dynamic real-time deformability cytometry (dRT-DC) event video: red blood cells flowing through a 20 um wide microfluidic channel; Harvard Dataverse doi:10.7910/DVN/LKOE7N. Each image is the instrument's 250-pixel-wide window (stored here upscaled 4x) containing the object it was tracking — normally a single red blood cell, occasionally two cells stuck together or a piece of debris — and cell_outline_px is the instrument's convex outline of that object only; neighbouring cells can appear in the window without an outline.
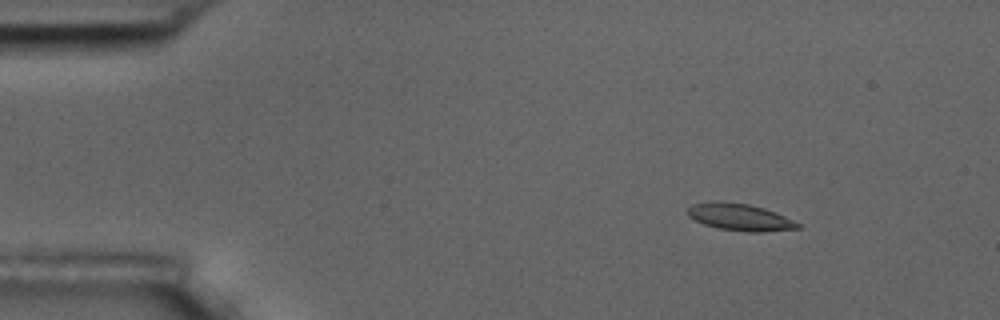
{"species": "common noctule bat (a hibernating species)", "species_latin": "Nyctalus noctula", "temperature_condition": "room temperature", "stored_images_in_passage": 10, "camera_frame_rate_fps": 3000, "um_per_image_px": 0.085, "animal": {"sex": "male", "body_mass_g": 17.5, "forearm_length_mm": 52.3}, "frame": {"image": 1, "passage_image": 2, "time_ms": 1.333, "image_size_px": [1000, 320], "cell_outline_px": [[800, 228], [760, 232], [748, 232], [720, 228], [704, 224], [688, 216], [688, 208], [692, 204], [716, 200], [748, 204], [764, 208], [784, 216], [800, 224]], "centroid_in_image_um": [62.87, 18.44], "position_along_channel_um": 22.1, "area_um2": 17.11}}
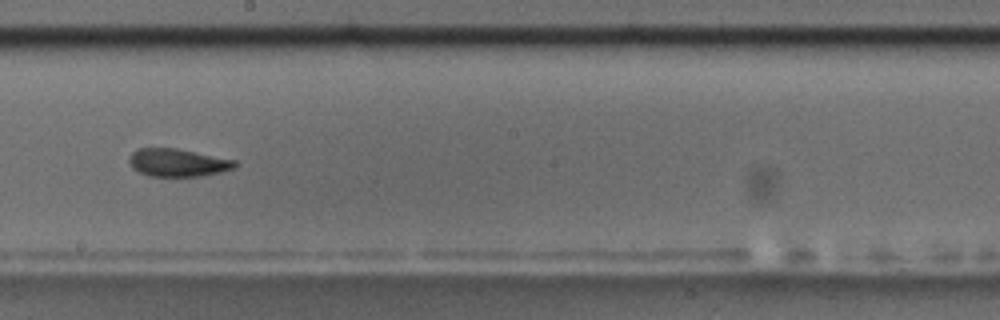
{"frame": {"image": 2, "passage_image": 9, "time_ms": 9.333, "image_size_px": [1000, 320], "cell_outline_px": [[236, 168], [204, 176], [148, 176], [132, 168], [128, 160], [132, 152], [136, 148], [176, 148], [236, 160]], "centroid_in_image_um": [15.1, 13.82], "position_along_channel_um": 233.1, "area_um2": 17.22}}
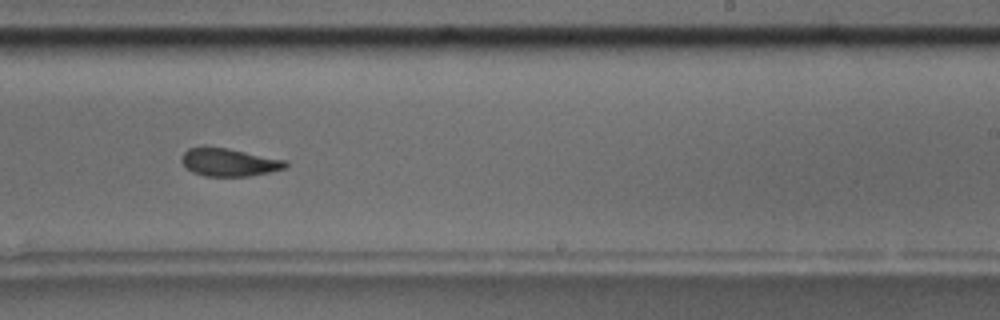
{"frame": {"image": 3, "passage_image": 10, "time_ms": 10.333, "image_size_px": [1000, 320], "cell_outline_px": [[288, 164], [284, 168], [268, 172], [248, 176], [204, 176], [192, 172], [180, 160], [180, 156], [188, 148], [204, 144], [228, 148], [288, 160]], "centroid_in_image_um": [19.42, 13.75], "position_along_channel_um": 269.6, "area_um2": 17.28}}